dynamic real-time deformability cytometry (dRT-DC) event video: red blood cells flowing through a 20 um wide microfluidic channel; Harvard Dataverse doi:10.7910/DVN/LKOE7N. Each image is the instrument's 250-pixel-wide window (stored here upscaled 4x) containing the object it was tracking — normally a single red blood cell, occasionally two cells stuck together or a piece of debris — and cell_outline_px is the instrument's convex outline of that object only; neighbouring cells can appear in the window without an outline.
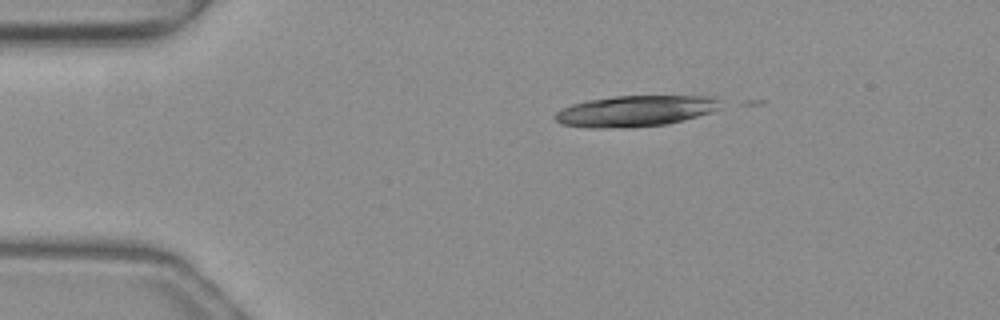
{"species": "common noctule bat (a hibernating species)", "species_latin": "Nyctalus noctula", "temperature_condition": "warm", "stored_images_in_passage": 2, "camera_frame_rate_fps": 3000, "um_per_image_px": 0.085, "animal": {"sex": "female", "body_mass_g": 19.3, "forearm_length_mm": 54.1}, "frame": {"image": 1, "passage_image": 1, "time_ms": 0.0, "image_size_px": [1000, 320], "cell_outline_px": [[728, 104], [712, 112], [684, 120], [668, 124], [600, 128], [592, 128], [560, 124], [552, 116], [560, 108], [572, 104], [588, 100], [616, 96], [720, 96]], "centroid_in_image_um": [54.1, 9.41], "position_along_channel_um": 30.9, "area_um2": 30.23}}